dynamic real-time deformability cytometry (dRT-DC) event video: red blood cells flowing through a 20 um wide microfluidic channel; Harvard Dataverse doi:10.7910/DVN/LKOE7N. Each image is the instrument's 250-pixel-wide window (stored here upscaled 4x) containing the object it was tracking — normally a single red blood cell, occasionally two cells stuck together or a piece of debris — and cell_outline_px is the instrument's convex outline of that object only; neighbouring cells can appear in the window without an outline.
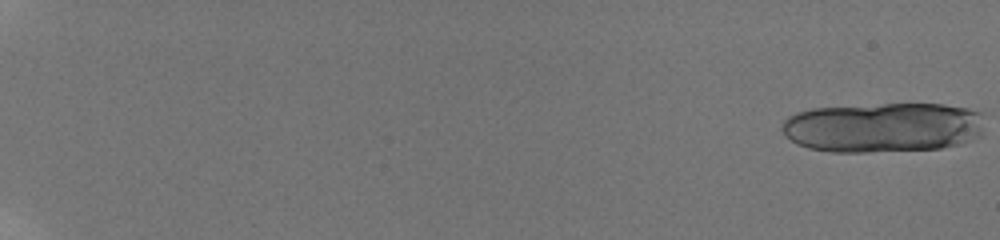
{"species": "human", "species_latin": "Homo sapiens", "temperature_condition": "room temperature", "stored_images_in_passage": 20, "camera_frame_rate_fps": 3000, "um_per_image_px": 0.085, "donor": {"sex": "male"}, "frame": {"image": 1, "passage_image": 1, "time_ms": 0.0, "image_size_px": [1000, 240], "cell_outline_px": [[980, 136], [956, 144], [940, 148], [868, 152], [832, 152], [808, 148], [792, 140], [784, 132], [784, 120], [788, 116], [796, 112], [812, 108], [884, 104], [944, 104], [968, 108], [980, 112]], "centroid_in_image_um": [75.03, 10.82], "position_along_channel_um": 10.0, "area_um2": 58.38}}